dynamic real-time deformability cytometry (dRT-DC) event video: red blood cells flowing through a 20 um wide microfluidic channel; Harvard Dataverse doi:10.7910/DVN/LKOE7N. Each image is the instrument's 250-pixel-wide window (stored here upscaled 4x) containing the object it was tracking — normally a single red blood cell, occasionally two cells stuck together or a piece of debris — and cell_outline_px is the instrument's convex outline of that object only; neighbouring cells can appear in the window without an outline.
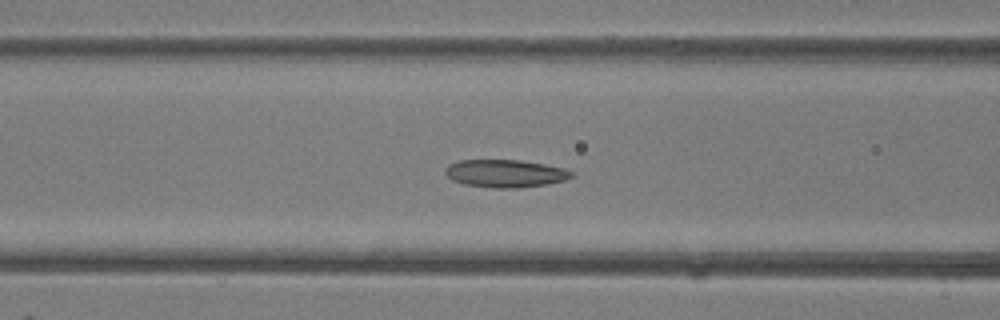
{"species": "common noctule bat (a hibernating species)", "species_latin": "Nyctalus noctula", "temperature_condition": "room temperature", "stored_images_in_passage": 42, "camera_frame_rate_fps": 3000, "um_per_image_px": 0.085, "animal": {"sex": "female"}, "frame": {"image": 1, "passage_image": 17, "time_ms": 5.333, "image_size_px": [1000, 320], "cell_outline_px": [[576, 176], [564, 180], [548, 184], [516, 188], [496, 188], [464, 184], [452, 180], [444, 172], [444, 168], [460, 160], [520, 160], [544, 164], [564, 168], [576, 172]], "centroid_in_image_um": [43.01, 14.74], "position_along_channel_um": 123.6, "area_um2": 20.46}}
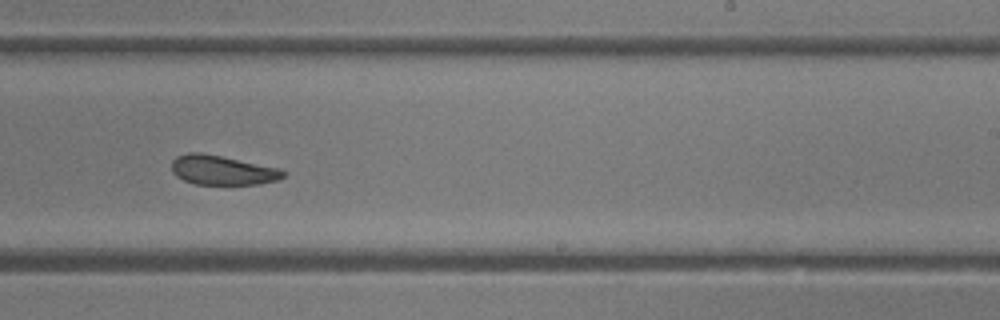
{"frame": {"image": 2, "passage_image": 26, "time_ms": 8.333, "image_size_px": [1000, 320], "cell_outline_px": [[288, 172], [284, 176], [276, 180], [260, 184], [196, 184], [184, 180], [176, 176], [172, 172], [172, 160], [176, 156], [188, 152], [200, 152], [280, 168]], "centroid_in_image_um": [18.89, 14.46], "position_along_channel_um": 270.1, "area_um2": 19.13}}
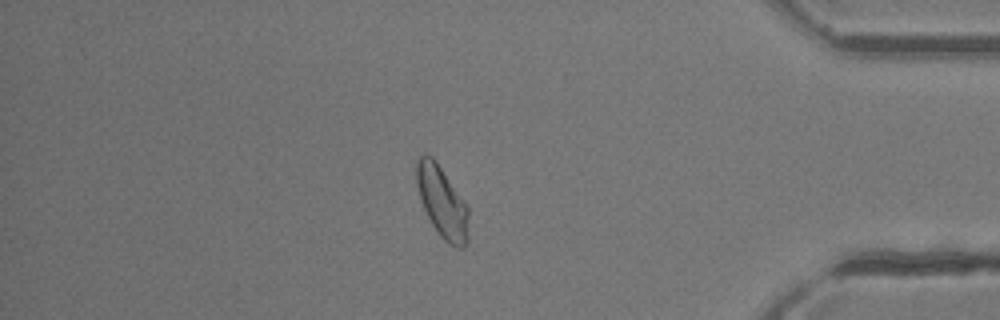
{"frame": {"image": 3, "passage_image": 36, "time_ms": 11.667, "image_size_px": [1000, 320], "cell_outline_px": [[468, 240], [464, 248], [456, 248], [448, 244], [440, 236], [432, 224], [420, 200], [416, 184], [416, 160], [424, 152], [432, 156], [436, 160], [468, 208]], "centroid_in_image_um": [37.56, 17.17], "position_along_channel_um": 397.6, "area_um2": 21.68}}